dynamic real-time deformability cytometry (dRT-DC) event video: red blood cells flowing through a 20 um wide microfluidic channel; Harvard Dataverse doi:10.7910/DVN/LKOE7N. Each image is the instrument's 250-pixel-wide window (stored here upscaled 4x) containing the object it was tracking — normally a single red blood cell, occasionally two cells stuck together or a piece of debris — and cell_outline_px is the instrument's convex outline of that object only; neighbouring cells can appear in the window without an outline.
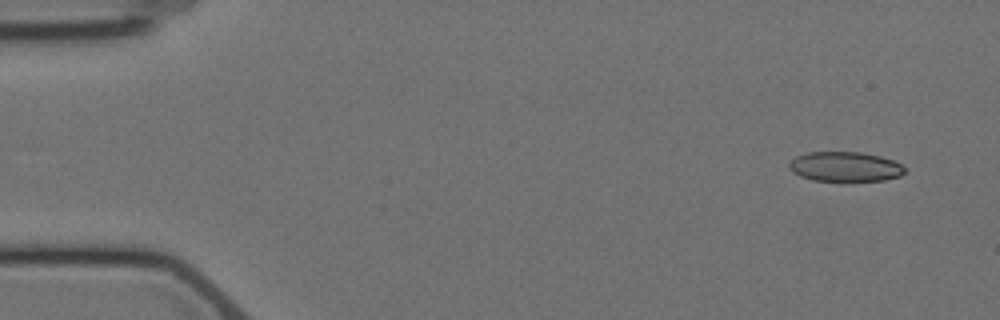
{"species": "Egyptian fruit bat (a non-hibernating species)", "species_latin": "Rousettus aegyptiacus", "temperature_condition": "cold", "stored_images_in_passage": 4, "camera_frame_rate_fps": 3000, "um_per_image_px": 0.085, "animal": {"sex": "female"}, "frame": {"image": 1, "passage_image": 1, "time_ms": 0.0, "image_size_px": [1000, 320], "cell_outline_px": [[908, 172], [900, 176], [884, 180], [812, 180], [800, 176], [792, 172], [788, 168], [788, 164], [796, 156], [808, 152], [860, 152], [880, 156], [892, 160], [900, 164]], "centroid_in_image_um": [71.82, 14.16], "position_along_channel_um": 13.2, "area_um2": 19.94}}
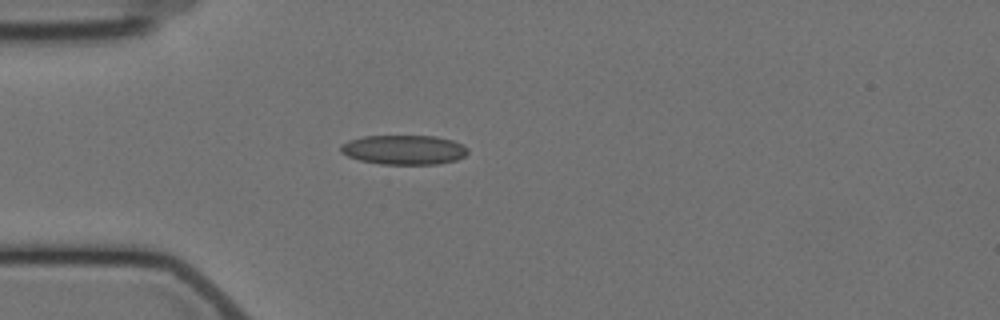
{"frame": {"image": 2, "passage_image": 4, "time_ms": 4.0, "image_size_px": [1000, 320], "cell_outline_px": [[468, 152], [464, 156], [456, 160], [440, 164], [380, 164], [360, 160], [348, 156], [340, 152], [340, 144], [348, 140], [364, 136], [436, 136], [452, 140], [468, 148]], "centroid_in_image_um": [34.31, 12.73], "position_along_channel_um": 50.7, "area_um2": 21.91}}